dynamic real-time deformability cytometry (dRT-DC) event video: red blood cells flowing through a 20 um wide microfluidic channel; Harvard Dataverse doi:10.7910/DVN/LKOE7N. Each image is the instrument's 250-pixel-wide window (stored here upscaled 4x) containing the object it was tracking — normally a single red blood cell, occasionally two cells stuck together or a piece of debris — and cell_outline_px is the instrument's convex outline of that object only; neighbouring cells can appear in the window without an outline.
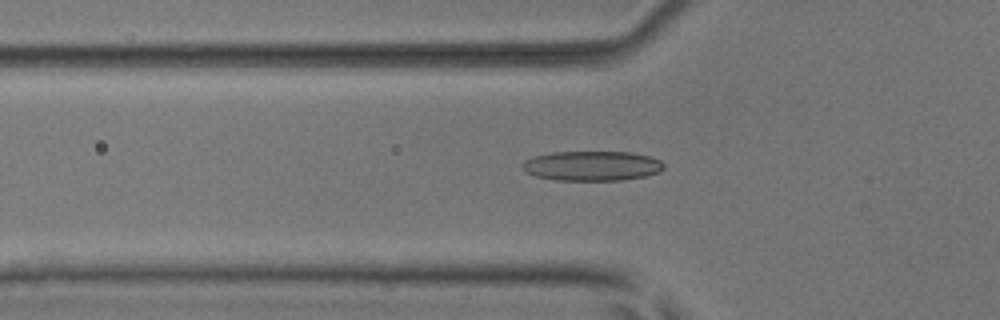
{"species": "common noctule bat (a hibernating species)", "species_latin": "Nyctalus noctula", "temperature_condition": "room temperature", "stored_images_in_passage": 27, "camera_frame_rate_fps": 3000, "um_per_image_px": 0.085, "animal": {"sex": "male", "body_mass_g": 17.9, "forearm_length_mm": 54.2}, "frame": {"image": 1, "passage_image": 5, "time_ms": 1.333, "image_size_px": [1000, 320], "cell_outline_px": [[664, 168], [660, 172], [644, 176], [620, 180], [556, 180], [536, 176], [528, 172], [524, 168], [524, 160], [532, 156], [552, 152], [632, 152], [648, 156], [660, 160], [664, 164]], "centroid_in_image_um": [50.34, 14.09], "position_along_channel_um": 75.5, "area_um2": 24.39}}
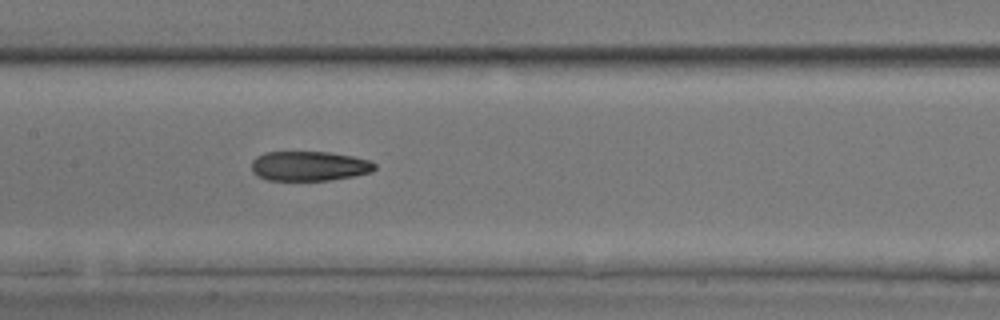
{"frame": {"image": 2, "passage_image": 13, "time_ms": 4.0, "image_size_px": [1000, 320], "cell_outline_px": [[376, 168], [372, 172], [352, 176], [328, 180], [268, 180], [256, 176], [252, 172], [252, 160], [256, 156], [264, 152], [332, 152], [372, 160], [376, 164]], "centroid_in_image_um": [26.28, 14.1], "position_along_channel_um": 181.1, "area_um2": 21.5}}
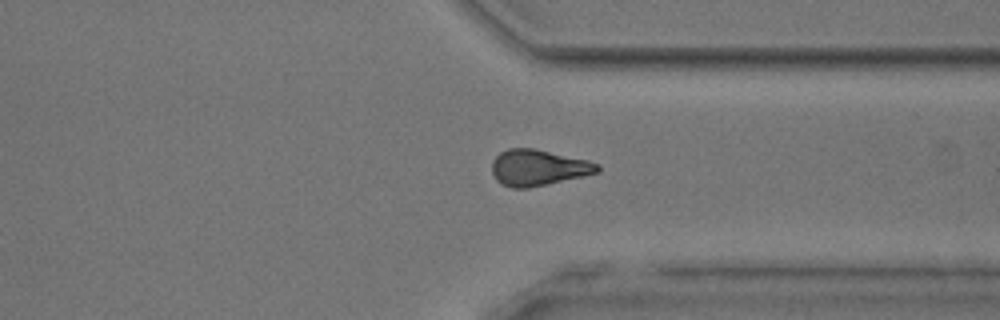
{"frame": {"image": 3, "passage_image": 27, "time_ms": 8.667, "image_size_px": [1000, 320], "cell_outline_px": [[600, 172], [584, 176], [528, 188], [512, 188], [500, 184], [496, 180], [492, 172], [492, 160], [500, 152], [508, 148], [532, 148], [588, 160], [600, 164]], "centroid_in_image_um": [45.74, 14.25], "position_along_channel_um": 365.7, "area_um2": 22.25}}